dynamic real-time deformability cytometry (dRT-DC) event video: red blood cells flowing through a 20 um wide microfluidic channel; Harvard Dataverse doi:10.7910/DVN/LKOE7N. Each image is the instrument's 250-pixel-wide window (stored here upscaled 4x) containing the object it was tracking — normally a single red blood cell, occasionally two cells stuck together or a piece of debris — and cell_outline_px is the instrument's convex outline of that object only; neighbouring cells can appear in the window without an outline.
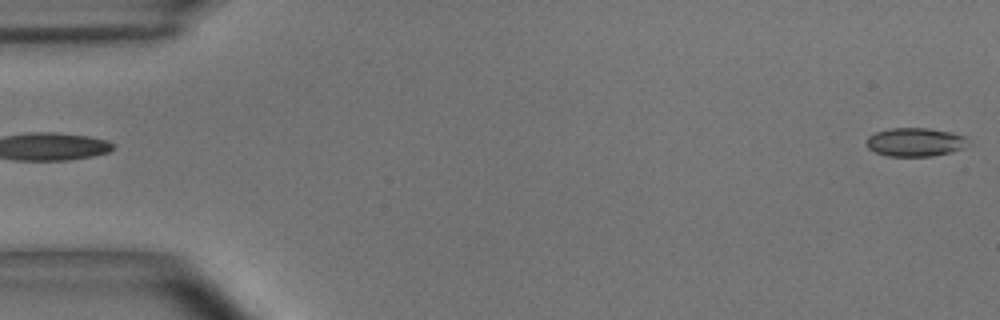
{"species": "common noctule bat (a hibernating species)", "species_latin": "Nyctalus noctula", "temperature_condition": "room temperature", "stored_images_in_passage": 5, "segment_of_instrument_passage": [2, 2], "camera_frame_rate_fps": 3000, "um_per_image_px": 0.085, "animal": {"sex": "male", "body_mass_g": 15.6}, "frame": {"image": 1, "passage_image": 5, "time_ms": 1.333, "image_size_px": [1000, 320], "cell_outline_px": [[964, 148], [932, 156], [888, 156], [876, 152], [868, 148], [868, 136], [876, 132], [888, 128], [928, 128], [948, 132], [964, 136]], "centroid_in_image_um": [77.72, 12.07], "position_along_channel_um": 7.3, "area_um2": 16.47}}